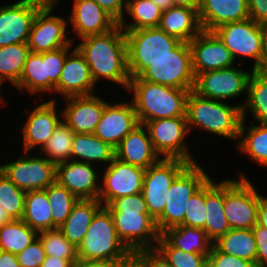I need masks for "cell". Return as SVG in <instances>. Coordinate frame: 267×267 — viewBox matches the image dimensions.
Here are the masks:
<instances>
[{"mask_svg":"<svg viewBox=\"0 0 267 267\" xmlns=\"http://www.w3.org/2000/svg\"><path fill=\"white\" fill-rule=\"evenodd\" d=\"M76 48L85 57L95 83L104 78L128 88L127 40L119 24L112 30L81 38Z\"/></svg>","mask_w":267,"mask_h":267,"instance_id":"obj_1","label":"cell"},{"mask_svg":"<svg viewBox=\"0 0 267 267\" xmlns=\"http://www.w3.org/2000/svg\"><path fill=\"white\" fill-rule=\"evenodd\" d=\"M105 207L112 215L118 238L132 254L155 248L161 234L142 193L116 198Z\"/></svg>","mask_w":267,"mask_h":267,"instance_id":"obj_2","label":"cell"},{"mask_svg":"<svg viewBox=\"0 0 267 267\" xmlns=\"http://www.w3.org/2000/svg\"><path fill=\"white\" fill-rule=\"evenodd\" d=\"M127 90L133 91L132 103L139 121L186 117V101L191 90L131 78Z\"/></svg>","mask_w":267,"mask_h":267,"instance_id":"obj_3","label":"cell"},{"mask_svg":"<svg viewBox=\"0 0 267 267\" xmlns=\"http://www.w3.org/2000/svg\"><path fill=\"white\" fill-rule=\"evenodd\" d=\"M186 119L191 127L238 141L242 118V104L231 106L223 101L205 98L190 91L186 101ZM193 125V126H192Z\"/></svg>","mask_w":267,"mask_h":267,"instance_id":"obj_4","label":"cell"},{"mask_svg":"<svg viewBox=\"0 0 267 267\" xmlns=\"http://www.w3.org/2000/svg\"><path fill=\"white\" fill-rule=\"evenodd\" d=\"M79 262L134 259L118 238L110 211L102 207L94 216L85 237L77 247Z\"/></svg>","mask_w":267,"mask_h":267,"instance_id":"obj_5","label":"cell"},{"mask_svg":"<svg viewBox=\"0 0 267 267\" xmlns=\"http://www.w3.org/2000/svg\"><path fill=\"white\" fill-rule=\"evenodd\" d=\"M127 40L128 71L131 78L139 77L151 62L172 54L181 42L159 27L124 31Z\"/></svg>","mask_w":267,"mask_h":267,"instance_id":"obj_6","label":"cell"},{"mask_svg":"<svg viewBox=\"0 0 267 267\" xmlns=\"http://www.w3.org/2000/svg\"><path fill=\"white\" fill-rule=\"evenodd\" d=\"M210 178L197 162L190 163L175 178L168 190L165 208L155 220L160 234L183 223L188 200Z\"/></svg>","mask_w":267,"mask_h":267,"instance_id":"obj_7","label":"cell"},{"mask_svg":"<svg viewBox=\"0 0 267 267\" xmlns=\"http://www.w3.org/2000/svg\"><path fill=\"white\" fill-rule=\"evenodd\" d=\"M141 80L184 90H193L195 75L192 53L187 42H180L172 54L151 62L140 76Z\"/></svg>","mask_w":267,"mask_h":267,"instance_id":"obj_8","label":"cell"},{"mask_svg":"<svg viewBox=\"0 0 267 267\" xmlns=\"http://www.w3.org/2000/svg\"><path fill=\"white\" fill-rule=\"evenodd\" d=\"M259 193L249 179L224 180V213L231 229H252L257 224Z\"/></svg>","mask_w":267,"mask_h":267,"instance_id":"obj_9","label":"cell"},{"mask_svg":"<svg viewBox=\"0 0 267 267\" xmlns=\"http://www.w3.org/2000/svg\"><path fill=\"white\" fill-rule=\"evenodd\" d=\"M190 163L178 158H160L145 170L142 194L149 214L156 220L165 208L167 193L175 178Z\"/></svg>","mask_w":267,"mask_h":267,"instance_id":"obj_10","label":"cell"},{"mask_svg":"<svg viewBox=\"0 0 267 267\" xmlns=\"http://www.w3.org/2000/svg\"><path fill=\"white\" fill-rule=\"evenodd\" d=\"M155 151L162 158H178L189 163L196 160L189 154L185 136L189 133L186 117L155 119L144 124Z\"/></svg>","mask_w":267,"mask_h":267,"instance_id":"obj_11","label":"cell"},{"mask_svg":"<svg viewBox=\"0 0 267 267\" xmlns=\"http://www.w3.org/2000/svg\"><path fill=\"white\" fill-rule=\"evenodd\" d=\"M59 0H48L34 18L28 39L31 52H50L68 45L73 39L66 36L67 21L63 17L51 15Z\"/></svg>","mask_w":267,"mask_h":267,"instance_id":"obj_12","label":"cell"},{"mask_svg":"<svg viewBox=\"0 0 267 267\" xmlns=\"http://www.w3.org/2000/svg\"><path fill=\"white\" fill-rule=\"evenodd\" d=\"M212 32L230 50L234 60L237 56L254 59L253 71H259L262 55V35L259 23L247 18L222 24Z\"/></svg>","mask_w":267,"mask_h":267,"instance_id":"obj_13","label":"cell"},{"mask_svg":"<svg viewBox=\"0 0 267 267\" xmlns=\"http://www.w3.org/2000/svg\"><path fill=\"white\" fill-rule=\"evenodd\" d=\"M24 157L0 166L2 172L21 190H45L56 182L57 165L46 157H32L25 151Z\"/></svg>","mask_w":267,"mask_h":267,"instance_id":"obj_14","label":"cell"},{"mask_svg":"<svg viewBox=\"0 0 267 267\" xmlns=\"http://www.w3.org/2000/svg\"><path fill=\"white\" fill-rule=\"evenodd\" d=\"M251 73L233 67L210 70L195 77L193 91L199 96L218 101L237 98L248 90Z\"/></svg>","mask_w":267,"mask_h":267,"instance_id":"obj_15","label":"cell"},{"mask_svg":"<svg viewBox=\"0 0 267 267\" xmlns=\"http://www.w3.org/2000/svg\"><path fill=\"white\" fill-rule=\"evenodd\" d=\"M48 0H19L0 6V47L27 43L37 11Z\"/></svg>","mask_w":267,"mask_h":267,"instance_id":"obj_16","label":"cell"},{"mask_svg":"<svg viewBox=\"0 0 267 267\" xmlns=\"http://www.w3.org/2000/svg\"><path fill=\"white\" fill-rule=\"evenodd\" d=\"M107 165L98 197L104 207L116 198L142 193L146 169L122 162L117 158Z\"/></svg>","mask_w":267,"mask_h":267,"instance_id":"obj_17","label":"cell"},{"mask_svg":"<svg viewBox=\"0 0 267 267\" xmlns=\"http://www.w3.org/2000/svg\"><path fill=\"white\" fill-rule=\"evenodd\" d=\"M192 68L195 77L205 71L233 67L235 60L230 50L212 31H201L190 42Z\"/></svg>","mask_w":267,"mask_h":267,"instance_id":"obj_18","label":"cell"},{"mask_svg":"<svg viewBox=\"0 0 267 267\" xmlns=\"http://www.w3.org/2000/svg\"><path fill=\"white\" fill-rule=\"evenodd\" d=\"M138 125L139 121L132 101L107 103L93 134L116 148Z\"/></svg>","mask_w":267,"mask_h":267,"instance_id":"obj_19","label":"cell"},{"mask_svg":"<svg viewBox=\"0 0 267 267\" xmlns=\"http://www.w3.org/2000/svg\"><path fill=\"white\" fill-rule=\"evenodd\" d=\"M64 99L67 104L66 108L60 113L62 120L74 133L93 134L108 102L96 96V94L70 96Z\"/></svg>","mask_w":267,"mask_h":267,"instance_id":"obj_20","label":"cell"},{"mask_svg":"<svg viewBox=\"0 0 267 267\" xmlns=\"http://www.w3.org/2000/svg\"><path fill=\"white\" fill-rule=\"evenodd\" d=\"M98 174L92 164L69 160L57 164L56 181L78 199H98Z\"/></svg>","mask_w":267,"mask_h":267,"instance_id":"obj_21","label":"cell"},{"mask_svg":"<svg viewBox=\"0 0 267 267\" xmlns=\"http://www.w3.org/2000/svg\"><path fill=\"white\" fill-rule=\"evenodd\" d=\"M95 82L85 57L75 47L65 60L55 93L64 98L94 95Z\"/></svg>","mask_w":267,"mask_h":267,"instance_id":"obj_22","label":"cell"},{"mask_svg":"<svg viewBox=\"0 0 267 267\" xmlns=\"http://www.w3.org/2000/svg\"><path fill=\"white\" fill-rule=\"evenodd\" d=\"M55 104V99H52L41 103L28 113L26 123L22 127L23 151L29 152L39 145L42 148L61 123L62 120L57 115Z\"/></svg>","mask_w":267,"mask_h":267,"instance_id":"obj_23","label":"cell"},{"mask_svg":"<svg viewBox=\"0 0 267 267\" xmlns=\"http://www.w3.org/2000/svg\"><path fill=\"white\" fill-rule=\"evenodd\" d=\"M70 15L69 22L80 38L106 33L119 24L95 0H74Z\"/></svg>","mask_w":267,"mask_h":267,"instance_id":"obj_24","label":"cell"},{"mask_svg":"<svg viewBox=\"0 0 267 267\" xmlns=\"http://www.w3.org/2000/svg\"><path fill=\"white\" fill-rule=\"evenodd\" d=\"M115 158L147 169L160 160V155L153 147L147 128L139 124L115 148Z\"/></svg>","mask_w":267,"mask_h":267,"instance_id":"obj_25","label":"cell"},{"mask_svg":"<svg viewBox=\"0 0 267 267\" xmlns=\"http://www.w3.org/2000/svg\"><path fill=\"white\" fill-rule=\"evenodd\" d=\"M198 14L203 31L250 18L248 0H200Z\"/></svg>","mask_w":267,"mask_h":267,"instance_id":"obj_26","label":"cell"},{"mask_svg":"<svg viewBox=\"0 0 267 267\" xmlns=\"http://www.w3.org/2000/svg\"><path fill=\"white\" fill-rule=\"evenodd\" d=\"M206 222L204 230L214 243L231 228L224 213V180L214 183L209 179L205 183Z\"/></svg>","mask_w":267,"mask_h":267,"instance_id":"obj_27","label":"cell"},{"mask_svg":"<svg viewBox=\"0 0 267 267\" xmlns=\"http://www.w3.org/2000/svg\"><path fill=\"white\" fill-rule=\"evenodd\" d=\"M199 8L173 6L162 12L159 28L168 35L189 43L201 31Z\"/></svg>","mask_w":267,"mask_h":267,"instance_id":"obj_28","label":"cell"},{"mask_svg":"<svg viewBox=\"0 0 267 267\" xmlns=\"http://www.w3.org/2000/svg\"><path fill=\"white\" fill-rule=\"evenodd\" d=\"M103 207L98 199H79L65 222L58 227L76 247L82 242L96 213Z\"/></svg>","mask_w":267,"mask_h":267,"instance_id":"obj_29","label":"cell"},{"mask_svg":"<svg viewBox=\"0 0 267 267\" xmlns=\"http://www.w3.org/2000/svg\"><path fill=\"white\" fill-rule=\"evenodd\" d=\"M173 247L189 253L209 255L213 242L202 228L178 225L161 234Z\"/></svg>","mask_w":267,"mask_h":267,"instance_id":"obj_30","label":"cell"},{"mask_svg":"<svg viewBox=\"0 0 267 267\" xmlns=\"http://www.w3.org/2000/svg\"><path fill=\"white\" fill-rule=\"evenodd\" d=\"M115 158V148L94 134L75 133L71 160L92 164L110 163ZM81 159V160H80ZM93 161V162H92Z\"/></svg>","mask_w":267,"mask_h":267,"instance_id":"obj_31","label":"cell"},{"mask_svg":"<svg viewBox=\"0 0 267 267\" xmlns=\"http://www.w3.org/2000/svg\"><path fill=\"white\" fill-rule=\"evenodd\" d=\"M51 206L45 190L27 191L22 220L38 233L53 229Z\"/></svg>","mask_w":267,"mask_h":267,"instance_id":"obj_32","label":"cell"},{"mask_svg":"<svg viewBox=\"0 0 267 267\" xmlns=\"http://www.w3.org/2000/svg\"><path fill=\"white\" fill-rule=\"evenodd\" d=\"M213 244L221 252L251 261L256 266L257 244L252 229H230Z\"/></svg>","mask_w":267,"mask_h":267,"instance_id":"obj_33","label":"cell"},{"mask_svg":"<svg viewBox=\"0 0 267 267\" xmlns=\"http://www.w3.org/2000/svg\"><path fill=\"white\" fill-rule=\"evenodd\" d=\"M244 122L245 119L240 125L237 148L249 155L251 160L267 167V123H259L246 130Z\"/></svg>","mask_w":267,"mask_h":267,"instance_id":"obj_34","label":"cell"},{"mask_svg":"<svg viewBox=\"0 0 267 267\" xmlns=\"http://www.w3.org/2000/svg\"><path fill=\"white\" fill-rule=\"evenodd\" d=\"M246 110L257 120V123H267V72L253 71L248 81L246 104L242 105V118Z\"/></svg>","mask_w":267,"mask_h":267,"instance_id":"obj_35","label":"cell"},{"mask_svg":"<svg viewBox=\"0 0 267 267\" xmlns=\"http://www.w3.org/2000/svg\"><path fill=\"white\" fill-rule=\"evenodd\" d=\"M37 237L38 232L22 219H13L0 227V250L17 255Z\"/></svg>","mask_w":267,"mask_h":267,"instance_id":"obj_36","label":"cell"},{"mask_svg":"<svg viewBox=\"0 0 267 267\" xmlns=\"http://www.w3.org/2000/svg\"><path fill=\"white\" fill-rule=\"evenodd\" d=\"M126 12L133 21L127 24L123 19L119 23L124 31L158 27L163 11L151 0H128Z\"/></svg>","mask_w":267,"mask_h":267,"instance_id":"obj_37","label":"cell"},{"mask_svg":"<svg viewBox=\"0 0 267 267\" xmlns=\"http://www.w3.org/2000/svg\"><path fill=\"white\" fill-rule=\"evenodd\" d=\"M30 52L27 43L0 47V80L2 83L6 79L14 86L19 82Z\"/></svg>","mask_w":267,"mask_h":267,"instance_id":"obj_38","label":"cell"},{"mask_svg":"<svg viewBox=\"0 0 267 267\" xmlns=\"http://www.w3.org/2000/svg\"><path fill=\"white\" fill-rule=\"evenodd\" d=\"M15 86L20 92H23L26 88L30 94L43 91L47 93L46 60H42V53L30 52L21 78Z\"/></svg>","mask_w":267,"mask_h":267,"instance_id":"obj_39","label":"cell"},{"mask_svg":"<svg viewBox=\"0 0 267 267\" xmlns=\"http://www.w3.org/2000/svg\"><path fill=\"white\" fill-rule=\"evenodd\" d=\"M74 136L73 130L62 120L49 140L40 148V153L47 155L46 158L56 165L69 161Z\"/></svg>","mask_w":267,"mask_h":267,"instance_id":"obj_40","label":"cell"},{"mask_svg":"<svg viewBox=\"0 0 267 267\" xmlns=\"http://www.w3.org/2000/svg\"><path fill=\"white\" fill-rule=\"evenodd\" d=\"M45 191L52 209L53 229H56L65 222L79 199L57 181L49 185Z\"/></svg>","mask_w":267,"mask_h":267,"instance_id":"obj_41","label":"cell"},{"mask_svg":"<svg viewBox=\"0 0 267 267\" xmlns=\"http://www.w3.org/2000/svg\"><path fill=\"white\" fill-rule=\"evenodd\" d=\"M38 238L41 240L47 256H57L68 260L73 266L79 262L77 247L58 228L41 231L38 233Z\"/></svg>","mask_w":267,"mask_h":267,"instance_id":"obj_42","label":"cell"},{"mask_svg":"<svg viewBox=\"0 0 267 267\" xmlns=\"http://www.w3.org/2000/svg\"><path fill=\"white\" fill-rule=\"evenodd\" d=\"M26 192L17 187L0 169V204L12 219H22Z\"/></svg>","mask_w":267,"mask_h":267,"instance_id":"obj_43","label":"cell"},{"mask_svg":"<svg viewBox=\"0 0 267 267\" xmlns=\"http://www.w3.org/2000/svg\"><path fill=\"white\" fill-rule=\"evenodd\" d=\"M155 249L173 267H207L208 255L189 253L173 247L162 235L156 243Z\"/></svg>","mask_w":267,"mask_h":267,"instance_id":"obj_44","label":"cell"},{"mask_svg":"<svg viewBox=\"0 0 267 267\" xmlns=\"http://www.w3.org/2000/svg\"><path fill=\"white\" fill-rule=\"evenodd\" d=\"M70 46L68 45L54 51L42 53V60H46L47 92H55V87L58 85L66 57L70 53Z\"/></svg>","mask_w":267,"mask_h":267,"instance_id":"obj_45","label":"cell"},{"mask_svg":"<svg viewBox=\"0 0 267 267\" xmlns=\"http://www.w3.org/2000/svg\"><path fill=\"white\" fill-rule=\"evenodd\" d=\"M185 218L181 225L204 228L206 222L205 184L196 191L186 204Z\"/></svg>","mask_w":267,"mask_h":267,"instance_id":"obj_46","label":"cell"},{"mask_svg":"<svg viewBox=\"0 0 267 267\" xmlns=\"http://www.w3.org/2000/svg\"><path fill=\"white\" fill-rule=\"evenodd\" d=\"M46 256L42 242L37 237L23 251L17 254V259L21 267H41Z\"/></svg>","mask_w":267,"mask_h":267,"instance_id":"obj_47","label":"cell"},{"mask_svg":"<svg viewBox=\"0 0 267 267\" xmlns=\"http://www.w3.org/2000/svg\"><path fill=\"white\" fill-rule=\"evenodd\" d=\"M207 267H256L251 261L221 252L214 244L207 258Z\"/></svg>","mask_w":267,"mask_h":267,"instance_id":"obj_48","label":"cell"},{"mask_svg":"<svg viewBox=\"0 0 267 267\" xmlns=\"http://www.w3.org/2000/svg\"><path fill=\"white\" fill-rule=\"evenodd\" d=\"M136 267H173L155 248L135 252Z\"/></svg>","mask_w":267,"mask_h":267,"instance_id":"obj_49","label":"cell"},{"mask_svg":"<svg viewBox=\"0 0 267 267\" xmlns=\"http://www.w3.org/2000/svg\"><path fill=\"white\" fill-rule=\"evenodd\" d=\"M252 231L257 244L256 267H267V228L256 224Z\"/></svg>","mask_w":267,"mask_h":267,"instance_id":"obj_50","label":"cell"},{"mask_svg":"<svg viewBox=\"0 0 267 267\" xmlns=\"http://www.w3.org/2000/svg\"><path fill=\"white\" fill-rule=\"evenodd\" d=\"M118 23L124 19L128 0H95Z\"/></svg>","mask_w":267,"mask_h":267,"instance_id":"obj_51","label":"cell"},{"mask_svg":"<svg viewBox=\"0 0 267 267\" xmlns=\"http://www.w3.org/2000/svg\"><path fill=\"white\" fill-rule=\"evenodd\" d=\"M250 19L257 23L267 21V0H248Z\"/></svg>","mask_w":267,"mask_h":267,"instance_id":"obj_52","label":"cell"},{"mask_svg":"<svg viewBox=\"0 0 267 267\" xmlns=\"http://www.w3.org/2000/svg\"><path fill=\"white\" fill-rule=\"evenodd\" d=\"M134 259H121L113 261L78 262L74 267H132Z\"/></svg>","mask_w":267,"mask_h":267,"instance_id":"obj_53","label":"cell"},{"mask_svg":"<svg viewBox=\"0 0 267 267\" xmlns=\"http://www.w3.org/2000/svg\"><path fill=\"white\" fill-rule=\"evenodd\" d=\"M259 29L262 35V55L259 64V72H267V21L259 23Z\"/></svg>","mask_w":267,"mask_h":267,"instance_id":"obj_54","label":"cell"},{"mask_svg":"<svg viewBox=\"0 0 267 267\" xmlns=\"http://www.w3.org/2000/svg\"><path fill=\"white\" fill-rule=\"evenodd\" d=\"M257 224L267 228V197L259 194Z\"/></svg>","mask_w":267,"mask_h":267,"instance_id":"obj_55","label":"cell"},{"mask_svg":"<svg viewBox=\"0 0 267 267\" xmlns=\"http://www.w3.org/2000/svg\"><path fill=\"white\" fill-rule=\"evenodd\" d=\"M0 267H21L16 254L0 250Z\"/></svg>","mask_w":267,"mask_h":267,"instance_id":"obj_56","label":"cell"},{"mask_svg":"<svg viewBox=\"0 0 267 267\" xmlns=\"http://www.w3.org/2000/svg\"><path fill=\"white\" fill-rule=\"evenodd\" d=\"M41 267H74L68 260L58 258L57 256H46Z\"/></svg>","mask_w":267,"mask_h":267,"instance_id":"obj_57","label":"cell"},{"mask_svg":"<svg viewBox=\"0 0 267 267\" xmlns=\"http://www.w3.org/2000/svg\"><path fill=\"white\" fill-rule=\"evenodd\" d=\"M173 6L199 8L200 0H172Z\"/></svg>","mask_w":267,"mask_h":267,"instance_id":"obj_58","label":"cell"},{"mask_svg":"<svg viewBox=\"0 0 267 267\" xmlns=\"http://www.w3.org/2000/svg\"><path fill=\"white\" fill-rule=\"evenodd\" d=\"M12 220L13 219L10 217V215L6 212V210L3 207H1L0 204V227L11 222Z\"/></svg>","mask_w":267,"mask_h":267,"instance_id":"obj_59","label":"cell"},{"mask_svg":"<svg viewBox=\"0 0 267 267\" xmlns=\"http://www.w3.org/2000/svg\"><path fill=\"white\" fill-rule=\"evenodd\" d=\"M151 1L154 2L157 6H159L162 11H166L170 7H173L172 0H151Z\"/></svg>","mask_w":267,"mask_h":267,"instance_id":"obj_60","label":"cell"},{"mask_svg":"<svg viewBox=\"0 0 267 267\" xmlns=\"http://www.w3.org/2000/svg\"><path fill=\"white\" fill-rule=\"evenodd\" d=\"M2 82H1V80H0V102H2L3 101V99H2V94H1V87H2Z\"/></svg>","mask_w":267,"mask_h":267,"instance_id":"obj_61","label":"cell"}]
</instances>
